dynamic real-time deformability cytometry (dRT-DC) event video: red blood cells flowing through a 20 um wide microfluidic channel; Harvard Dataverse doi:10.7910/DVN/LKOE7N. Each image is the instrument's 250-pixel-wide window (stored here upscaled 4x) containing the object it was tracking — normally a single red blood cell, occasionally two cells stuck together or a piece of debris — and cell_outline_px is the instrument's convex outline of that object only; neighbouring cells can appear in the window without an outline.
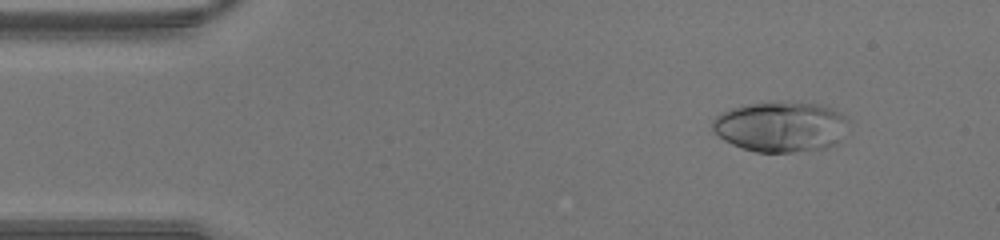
{"species": "human", "species_latin": "Homo sapiens", "temperature_condition": "warm", "stored_images_in_passage": 45, "camera_frame_rate_fps": 3000, "um_per_image_px": 0.085, "donor": {"sex": "male"}, "frame": {"image": 1, "passage_image": 5, "time_ms": 1.333, "image_size_px": [1000, 240], "cell_outline_px": [[848, 120], [836, 144], [828, 148], [792, 152], [756, 152], [732, 144], [724, 140], [712, 132], [712, 120], [720, 112], [744, 104], [820, 104], [832, 108], [840, 112]], "centroid_in_image_um": [66.31, 10.8], "position_along_channel_um": 18.7, "area_um2": 39.3}}
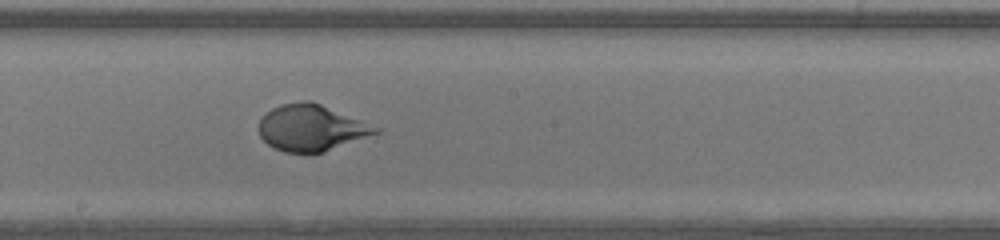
{"frame": {"image": 2, "passage_image": 24, "time_ms": 7.667, "image_size_px": [1000, 240], "cell_outline_px": [[384, 128], [380, 132], [324, 152], [308, 156], [284, 152], [272, 148], [260, 136], [260, 120], [272, 108], [280, 104], [304, 100], [312, 100]], "centroid_in_image_um": [26.5, 10.89], "position_along_channel_um": 221.7, "area_um2": 32.25}}
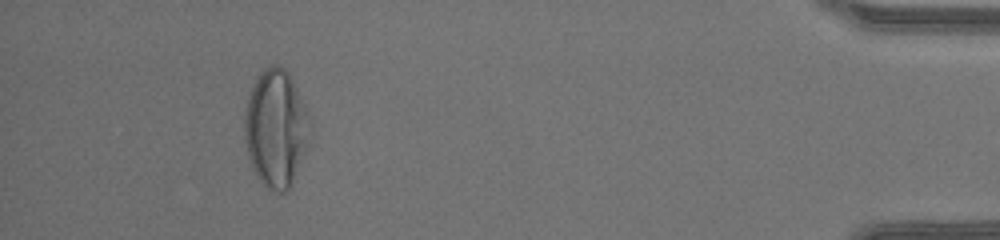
{"frame": {"image": 3, "passage_image": 41, "time_ms": 13.333, "image_size_px": [1000, 240], "cell_outline_px": [[308, 144], [292, 184], [284, 192], [276, 192], [268, 188], [256, 176], [252, 168], [248, 156], [244, 140], [244, 108], [248, 92], [260, 68], [268, 64], [280, 64], [288, 72], [304, 104], [308, 116]], "centroid_in_image_um": [23.39, 10.85], "position_along_channel_um": 411.8, "area_um2": 45.14}}